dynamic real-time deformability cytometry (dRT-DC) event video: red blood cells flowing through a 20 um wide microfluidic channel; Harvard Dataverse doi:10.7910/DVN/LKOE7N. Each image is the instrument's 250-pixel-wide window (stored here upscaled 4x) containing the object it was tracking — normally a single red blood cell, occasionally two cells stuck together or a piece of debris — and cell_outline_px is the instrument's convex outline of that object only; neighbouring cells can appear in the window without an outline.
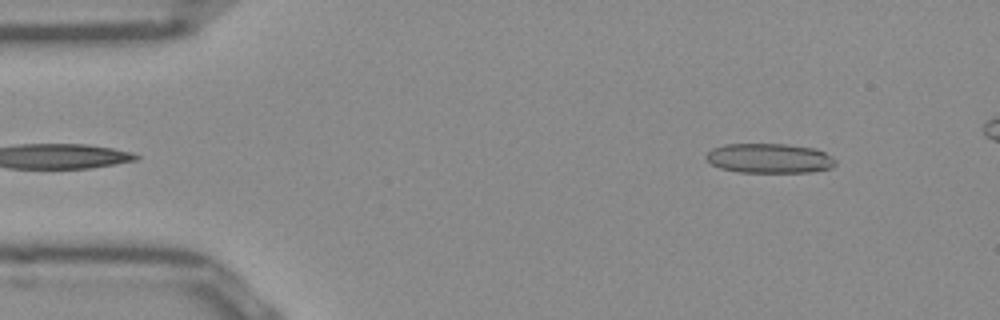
{"species": "Egyptian fruit bat (a non-hibernating species)", "species_latin": "Rousettus aegyptiacus", "temperature_condition": "room temperature", "stored_images_in_passage": 44, "camera_frame_rate_fps": 3000, "um_per_image_px": 0.085, "frame": {"image": 1, "passage_image": 1, "time_ms": 0.0, "image_size_px": [1000, 320], "cell_outline_px": [[836, 164], [832, 168], [808, 172], [740, 172], [720, 168], [712, 164], [704, 156], [712, 148], [724, 144], [788, 144], [816, 148], [832, 156], [836, 160]], "centroid_in_image_um": [65.42, 13.45], "position_along_channel_um": 19.6, "area_um2": 22.48}}
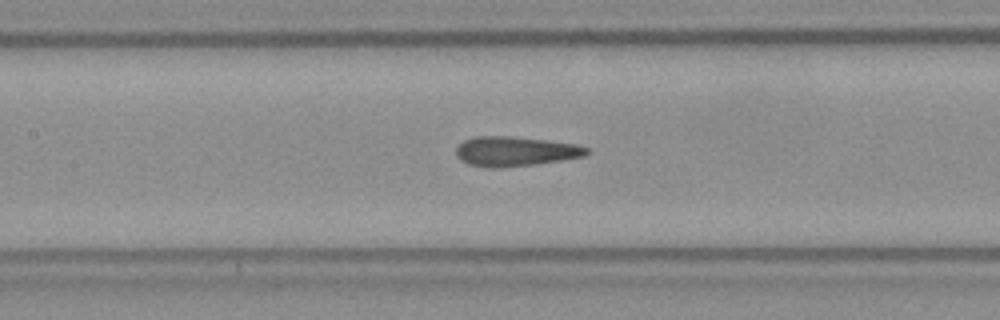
{"frame": {"image": 2, "passage_image": 18, "time_ms": 5.667, "image_size_px": [1000, 320], "cell_outline_px": [[588, 152], [584, 156], [560, 160], [532, 164], [496, 168], [488, 168], [468, 164], [460, 160], [456, 156], [456, 148], [464, 140], [472, 136], [512, 136], [548, 140], [576, 144], [588, 148]], "centroid_in_image_um": [43.74, 12.85], "position_along_channel_um": 163.7, "area_um2": 22.54}}
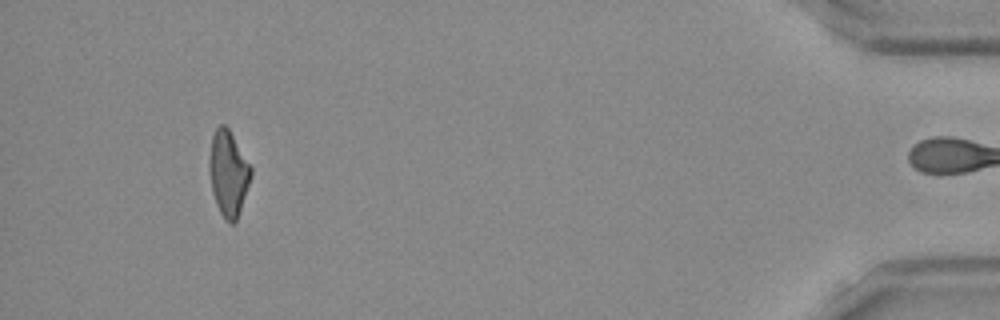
{"frame": {"image": 3, "passage_image": 43, "time_ms": 14.0, "image_size_px": [1000, 320], "cell_outline_px": [[252, 176], [236, 220], [232, 224], [228, 224], [224, 220], [216, 204], [212, 192], [208, 168], [208, 160], [212, 136], [216, 128], [220, 124], [224, 124], [228, 128], [252, 168]], "centroid_in_image_um": [19.39, 14.74], "position_along_channel_um": 415.8, "area_um2": 20.75}, "authors_computed_cell_mechanics": {"area_um2": 22.2241, "velocity_mm_per_s": 3.9242, "shape_relaxation_time_tau1_ms": null, "shape_relaxation_time_tau2_ms": 1.4566, "deformation_change_tau1": null, "deformation_change_tau2": 0.1338}}